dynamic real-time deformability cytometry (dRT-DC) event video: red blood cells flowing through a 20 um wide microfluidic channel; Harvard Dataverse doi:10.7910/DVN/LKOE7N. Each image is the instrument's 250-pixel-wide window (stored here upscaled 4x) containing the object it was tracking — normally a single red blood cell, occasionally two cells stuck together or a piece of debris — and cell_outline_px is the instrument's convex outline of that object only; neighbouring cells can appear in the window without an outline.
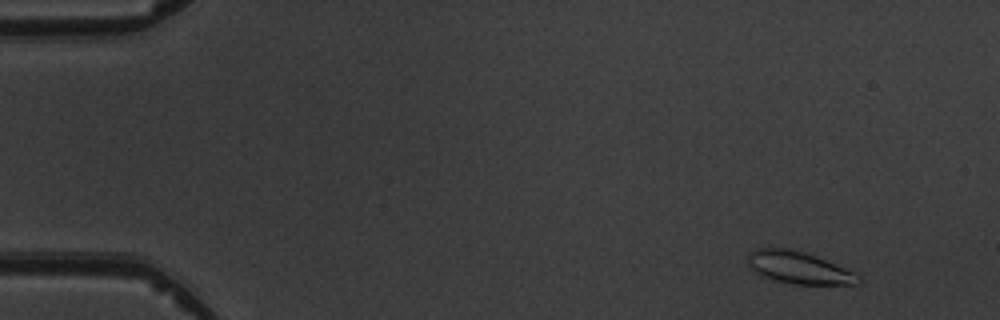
{"species": "common noctule bat (a hibernating species)", "species_latin": "Nyctalus noctula", "temperature_condition": "warm", "stored_images_in_passage": 4, "camera_frame_rate_fps": 3000, "um_per_image_px": 0.085, "animal": {"sex": "male", "body_mass_g": 19.5, "forearm_length_mm": 54.6}, "frame": {"image": 1, "passage_image": 1, "time_ms": 0.0, "image_size_px": [1000, 320], "cell_outline_px": [[860, 284], [796, 284], [776, 280], [764, 276], [756, 272], [748, 264], [748, 252], [756, 248], [788, 248], [804, 252], [816, 256], [856, 272], [860, 276]], "centroid_in_image_um": [67.92, 22.74], "position_along_channel_um": 17.1, "area_um2": 20.58}}
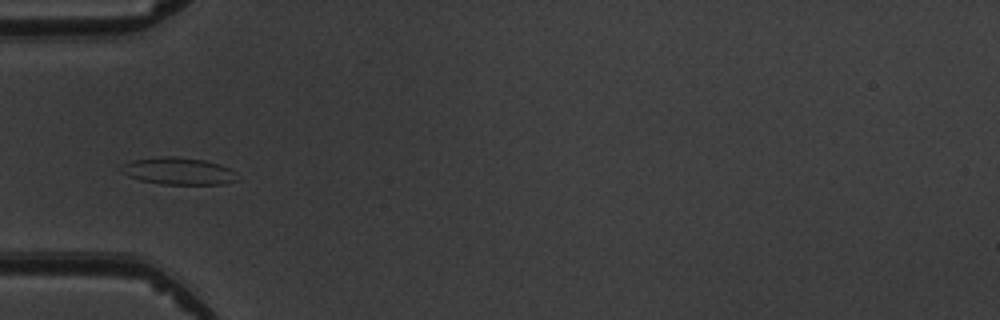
{"frame": {"image": 2, "passage_image": 4, "time_ms": 4.333, "image_size_px": [1000, 320], "cell_outline_px": [[240, 180], [224, 184], [160, 184], [140, 180], [128, 176], [120, 172], [116, 168], [132, 160], [160, 156], [172, 156], [204, 160], [220, 164], [232, 168], [236, 172]], "centroid_in_image_um": [15.18, 14.54], "position_along_channel_um": 69.8, "area_um2": 18.73}}